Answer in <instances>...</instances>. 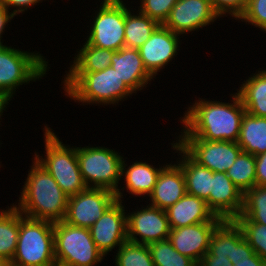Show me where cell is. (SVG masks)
<instances>
[{
  "label": "cell",
  "mask_w": 266,
  "mask_h": 266,
  "mask_svg": "<svg viewBox=\"0 0 266 266\" xmlns=\"http://www.w3.org/2000/svg\"><path fill=\"white\" fill-rule=\"evenodd\" d=\"M231 103L198 98L180 117L183 123L178 137H198L207 141L237 142L246 112L236 92Z\"/></svg>",
  "instance_id": "cell-1"
},
{
  "label": "cell",
  "mask_w": 266,
  "mask_h": 266,
  "mask_svg": "<svg viewBox=\"0 0 266 266\" xmlns=\"http://www.w3.org/2000/svg\"><path fill=\"white\" fill-rule=\"evenodd\" d=\"M28 171L18 205H14L24 216L47 220L62 221L65 217L68 196L54 178L35 159Z\"/></svg>",
  "instance_id": "cell-2"
},
{
  "label": "cell",
  "mask_w": 266,
  "mask_h": 266,
  "mask_svg": "<svg viewBox=\"0 0 266 266\" xmlns=\"http://www.w3.org/2000/svg\"><path fill=\"white\" fill-rule=\"evenodd\" d=\"M64 76L65 95L83 105H115L134 93L111 66L97 72H66Z\"/></svg>",
  "instance_id": "cell-3"
},
{
  "label": "cell",
  "mask_w": 266,
  "mask_h": 266,
  "mask_svg": "<svg viewBox=\"0 0 266 266\" xmlns=\"http://www.w3.org/2000/svg\"><path fill=\"white\" fill-rule=\"evenodd\" d=\"M9 266H57L54 222L29 218L19 211L17 248Z\"/></svg>",
  "instance_id": "cell-4"
},
{
  "label": "cell",
  "mask_w": 266,
  "mask_h": 266,
  "mask_svg": "<svg viewBox=\"0 0 266 266\" xmlns=\"http://www.w3.org/2000/svg\"><path fill=\"white\" fill-rule=\"evenodd\" d=\"M50 128L47 124L43 128L46 155L39 156L35 151L33 159L47 170L68 197L74 196L88 188L80 172L76 146L62 144Z\"/></svg>",
  "instance_id": "cell-5"
},
{
  "label": "cell",
  "mask_w": 266,
  "mask_h": 266,
  "mask_svg": "<svg viewBox=\"0 0 266 266\" xmlns=\"http://www.w3.org/2000/svg\"><path fill=\"white\" fill-rule=\"evenodd\" d=\"M76 156L83 180L88 188H104L115 193L118 201L123 197L120 189L123 157L114 149L105 147H76Z\"/></svg>",
  "instance_id": "cell-6"
},
{
  "label": "cell",
  "mask_w": 266,
  "mask_h": 266,
  "mask_svg": "<svg viewBox=\"0 0 266 266\" xmlns=\"http://www.w3.org/2000/svg\"><path fill=\"white\" fill-rule=\"evenodd\" d=\"M40 52L0 46V92L12 99L20 85L36 82L47 73L48 60Z\"/></svg>",
  "instance_id": "cell-7"
},
{
  "label": "cell",
  "mask_w": 266,
  "mask_h": 266,
  "mask_svg": "<svg viewBox=\"0 0 266 266\" xmlns=\"http://www.w3.org/2000/svg\"><path fill=\"white\" fill-rule=\"evenodd\" d=\"M54 254L57 266H95L105 255L95 245L89 228L54 222Z\"/></svg>",
  "instance_id": "cell-8"
},
{
  "label": "cell",
  "mask_w": 266,
  "mask_h": 266,
  "mask_svg": "<svg viewBox=\"0 0 266 266\" xmlns=\"http://www.w3.org/2000/svg\"><path fill=\"white\" fill-rule=\"evenodd\" d=\"M93 17L86 42L89 45L118 51L125 44L126 4L122 0H103Z\"/></svg>",
  "instance_id": "cell-9"
},
{
  "label": "cell",
  "mask_w": 266,
  "mask_h": 266,
  "mask_svg": "<svg viewBox=\"0 0 266 266\" xmlns=\"http://www.w3.org/2000/svg\"><path fill=\"white\" fill-rule=\"evenodd\" d=\"M176 143L198 164L212 172L226 173L242 151L237 142L207 141L198 137H178Z\"/></svg>",
  "instance_id": "cell-10"
},
{
  "label": "cell",
  "mask_w": 266,
  "mask_h": 266,
  "mask_svg": "<svg viewBox=\"0 0 266 266\" xmlns=\"http://www.w3.org/2000/svg\"><path fill=\"white\" fill-rule=\"evenodd\" d=\"M117 200L113 191L104 188H87L68 197L64 222L90 228Z\"/></svg>",
  "instance_id": "cell-11"
},
{
  "label": "cell",
  "mask_w": 266,
  "mask_h": 266,
  "mask_svg": "<svg viewBox=\"0 0 266 266\" xmlns=\"http://www.w3.org/2000/svg\"><path fill=\"white\" fill-rule=\"evenodd\" d=\"M141 207L134 212L126 213L128 241L148 245L168 239L171 228L165 210L149 204Z\"/></svg>",
  "instance_id": "cell-12"
},
{
  "label": "cell",
  "mask_w": 266,
  "mask_h": 266,
  "mask_svg": "<svg viewBox=\"0 0 266 266\" xmlns=\"http://www.w3.org/2000/svg\"><path fill=\"white\" fill-rule=\"evenodd\" d=\"M217 18L210 0H178L162 25L181 36L209 26Z\"/></svg>",
  "instance_id": "cell-13"
},
{
  "label": "cell",
  "mask_w": 266,
  "mask_h": 266,
  "mask_svg": "<svg viewBox=\"0 0 266 266\" xmlns=\"http://www.w3.org/2000/svg\"><path fill=\"white\" fill-rule=\"evenodd\" d=\"M122 201L116 200L89 228L97 248L106 256L127 242V216Z\"/></svg>",
  "instance_id": "cell-14"
},
{
  "label": "cell",
  "mask_w": 266,
  "mask_h": 266,
  "mask_svg": "<svg viewBox=\"0 0 266 266\" xmlns=\"http://www.w3.org/2000/svg\"><path fill=\"white\" fill-rule=\"evenodd\" d=\"M180 35L160 24L138 48L146 70L156 79L158 72L178 55Z\"/></svg>",
  "instance_id": "cell-15"
},
{
  "label": "cell",
  "mask_w": 266,
  "mask_h": 266,
  "mask_svg": "<svg viewBox=\"0 0 266 266\" xmlns=\"http://www.w3.org/2000/svg\"><path fill=\"white\" fill-rule=\"evenodd\" d=\"M243 192L226 173L213 172L212 185L206 203L215 216L223 220H234L243 209Z\"/></svg>",
  "instance_id": "cell-16"
},
{
  "label": "cell",
  "mask_w": 266,
  "mask_h": 266,
  "mask_svg": "<svg viewBox=\"0 0 266 266\" xmlns=\"http://www.w3.org/2000/svg\"><path fill=\"white\" fill-rule=\"evenodd\" d=\"M221 222H202L170 230L169 240L180 254L197 264L209 250L211 235Z\"/></svg>",
  "instance_id": "cell-17"
},
{
  "label": "cell",
  "mask_w": 266,
  "mask_h": 266,
  "mask_svg": "<svg viewBox=\"0 0 266 266\" xmlns=\"http://www.w3.org/2000/svg\"><path fill=\"white\" fill-rule=\"evenodd\" d=\"M175 163H167L161 169L154 189L148 196L151 202L149 205L166 210L187 193L182 168Z\"/></svg>",
  "instance_id": "cell-18"
},
{
  "label": "cell",
  "mask_w": 266,
  "mask_h": 266,
  "mask_svg": "<svg viewBox=\"0 0 266 266\" xmlns=\"http://www.w3.org/2000/svg\"><path fill=\"white\" fill-rule=\"evenodd\" d=\"M165 212L171 229L202 222L223 221V219L214 215L206 201L188 193L174 205L168 207Z\"/></svg>",
  "instance_id": "cell-19"
},
{
  "label": "cell",
  "mask_w": 266,
  "mask_h": 266,
  "mask_svg": "<svg viewBox=\"0 0 266 266\" xmlns=\"http://www.w3.org/2000/svg\"><path fill=\"white\" fill-rule=\"evenodd\" d=\"M111 67L135 94L154 78L146 70L138 49H119L112 56Z\"/></svg>",
  "instance_id": "cell-20"
},
{
  "label": "cell",
  "mask_w": 266,
  "mask_h": 266,
  "mask_svg": "<svg viewBox=\"0 0 266 266\" xmlns=\"http://www.w3.org/2000/svg\"><path fill=\"white\" fill-rule=\"evenodd\" d=\"M171 143L172 149L176 150L181 159L176 160L183 171L186 183V191L190 195L206 201L209 198L212 185L213 172L194 161L177 143ZM179 151V152H178Z\"/></svg>",
  "instance_id": "cell-21"
},
{
  "label": "cell",
  "mask_w": 266,
  "mask_h": 266,
  "mask_svg": "<svg viewBox=\"0 0 266 266\" xmlns=\"http://www.w3.org/2000/svg\"><path fill=\"white\" fill-rule=\"evenodd\" d=\"M125 161L123 159L121 176L122 178L124 176L125 184L123 185H125L124 187L127 189V192L135 196H149L154 189L157 177L164 165L161 167L159 165V168H156L147 162L135 161L126 168L128 165Z\"/></svg>",
  "instance_id": "cell-22"
},
{
  "label": "cell",
  "mask_w": 266,
  "mask_h": 266,
  "mask_svg": "<svg viewBox=\"0 0 266 266\" xmlns=\"http://www.w3.org/2000/svg\"><path fill=\"white\" fill-rule=\"evenodd\" d=\"M248 77L237 93L246 112L257 117H266V69L258 70Z\"/></svg>",
  "instance_id": "cell-23"
},
{
  "label": "cell",
  "mask_w": 266,
  "mask_h": 266,
  "mask_svg": "<svg viewBox=\"0 0 266 266\" xmlns=\"http://www.w3.org/2000/svg\"><path fill=\"white\" fill-rule=\"evenodd\" d=\"M237 144L242 151L254 156L266 152V117L245 112Z\"/></svg>",
  "instance_id": "cell-24"
},
{
  "label": "cell",
  "mask_w": 266,
  "mask_h": 266,
  "mask_svg": "<svg viewBox=\"0 0 266 266\" xmlns=\"http://www.w3.org/2000/svg\"><path fill=\"white\" fill-rule=\"evenodd\" d=\"M131 11L134 12L126 6L124 47L138 49L151 37L160 24L140 11H137L139 14Z\"/></svg>",
  "instance_id": "cell-25"
},
{
  "label": "cell",
  "mask_w": 266,
  "mask_h": 266,
  "mask_svg": "<svg viewBox=\"0 0 266 266\" xmlns=\"http://www.w3.org/2000/svg\"><path fill=\"white\" fill-rule=\"evenodd\" d=\"M68 73L97 72L111 66V59L116 51L102 49L87 42L77 51Z\"/></svg>",
  "instance_id": "cell-26"
},
{
  "label": "cell",
  "mask_w": 266,
  "mask_h": 266,
  "mask_svg": "<svg viewBox=\"0 0 266 266\" xmlns=\"http://www.w3.org/2000/svg\"><path fill=\"white\" fill-rule=\"evenodd\" d=\"M19 235V210L8 206L0 210V257L10 263L14 257Z\"/></svg>",
  "instance_id": "cell-27"
},
{
  "label": "cell",
  "mask_w": 266,
  "mask_h": 266,
  "mask_svg": "<svg viewBox=\"0 0 266 266\" xmlns=\"http://www.w3.org/2000/svg\"><path fill=\"white\" fill-rule=\"evenodd\" d=\"M226 174L244 194L256 185L255 156L241 151Z\"/></svg>",
  "instance_id": "cell-28"
},
{
  "label": "cell",
  "mask_w": 266,
  "mask_h": 266,
  "mask_svg": "<svg viewBox=\"0 0 266 266\" xmlns=\"http://www.w3.org/2000/svg\"><path fill=\"white\" fill-rule=\"evenodd\" d=\"M155 266H197L190 257L180 254L169 239L156 241L147 245Z\"/></svg>",
  "instance_id": "cell-29"
},
{
  "label": "cell",
  "mask_w": 266,
  "mask_h": 266,
  "mask_svg": "<svg viewBox=\"0 0 266 266\" xmlns=\"http://www.w3.org/2000/svg\"><path fill=\"white\" fill-rule=\"evenodd\" d=\"M238 217L266 225V186H254L243 196V209Z\"/></svg>",
  "instance_id": "cell-30"
},
{
  "label": "cell",
  "mask_w": 266,
  "mask_h": 266,
  "mask_svg": "<svg viewBox=\"0 0 266 266\" xmlns=\"http://www.w3.org/2000/svg\"><path fill=\"white\" fill-rule=\"evenodd\" d=\"M208 251L216 257L233 259L234 220H223L215 228Z\"/></svg>",
  "instance_id": "cell-31"
},
{
  "label": "cell",
  "mask_w": 266,
  "mask_h": 266,
  "mask_svg": "<svg viewBox=\"0 0 266 266\" xmlns=\"http://www.w3.org/2000/svg\"><path fill=\"white\" fill-rule=\"evenodd\" d=\"M116 251V266H155L147 245L127 241Z\"/></svg>",
  "instance_id": "cell-32"
},
{
  "label": "cell",
  "mask_w": 266,
  "mask_h": 266,
  "mask_svg": "<svg viewBox=\"0 0 266 266\" xmlns=\"http://www.w3.org/2000/svg\"><path fill=\"white\" fill-rule=\"evenodd\" d=\"M234 221L254 252L266 262V225L250 221L246 217H237Z\"/></svg>",
  "instance_id": "cell-33"
},
{
  "label": "cell",
  "mask_w": 266,
  "mask_h": 266,
  "mask_svg": "<svg viewBox=\"0 0 266 266\" xmlns=\"http://www.w3.org/2000/svg\"><path fill=\"white\" fill-rule=\"evenodd\" d=\"M178 0H140L138 11L163 24Z\"/></svg>",
  "instance_id": "cell-34"
},
{
  "label": "cell",
  "mask_w": 266,
  "mask_h": 266,
  "mask_svg": "<svg viewBox=\"0 0 266 266\" xmlns=\"http://www.w3.org/2000/svg\"><path fill=\"white\" fill-rule=\"evenodd\" d=\"M238 20L254 25L266 33V0H248L246 10Z\"/></svg>",
  "instance_id": "cell-35"
},
{
  "label": "cell",
  "mask_w": 266,
  "mask_h": 266,
  "mask_svg": "<svg viewBox=\"0 0 266 266\" xmlns=\"http://www.w3.org/2000/svg\"><path fill=\"white\" fill-rule=\"evenodd\" d=\"M248 0H210L216 14L222 18L230 15L238 20L246 10Z\"/></svg>",
  "instance_id": "cell-36"
},
{
  "label": "cell",
  "mask_w": 266,
  "mask_h": 266,
  "mask_svg": "<svg viewBox=\"0 0 266 266\" xmlns=\"http://www.w3.org/2000/svg\"><path fill=\"white\" fill-rule=\"evenodd\" d=\"M254 250L249 243L244 239L241 228L234 221V253L231 260L232 265H235L239 260L251 257Z\"/></svg>",
  "instance_id": "cell-37"
},
{
  "label": "cell",
  "mask_w": 266,
  "mask_h": 266,
  "mask_svg": "<svg viewBox=\"0 0 266 266\" xmlns=\"http://www.w3.org/2000/svg\"><path fill=\"white\" fill-rule=\"evenodd\" d=\"M42 1L43 0H0V5L5 7L8 11L13 8L11 13L16 16L20 13H24L25 10L27 11L28 8L30 9V7Z\"/></svg>",
  "instance_id": "cell-38"
},
{
  "label": "cell",
  "mask_w": 266,
  "mask_h": 266,
  "mask_svg": "<svg viewBox=\"0 0 266 266\" xmlns=\"http://www.w3.org/2000/svg\"><path fill=\"white\" fill-rule=\"evenodd\" d=\"M256 186H266V152L255 156Z\"/></svg>",
  "instance_id": "cell-39"
},
{
  "label": "cell",
  "mask_w": 266,
  "mask_h": 266,
  "mask_svg": "<svg viewBox=\"0 0 266 266\" xmlns=\"http://www.w3.org/2000/svg\"><path fill=\"white\" fill-rule=\"evenodd\" d=\"M232 265L229 258L216 257L209 251L201 258L198 266H227Z\"/></svg>",
  "instance_id": "cell-40"
},
{
  "label": "cell",
  "mask_w": 266,
  "mask_h": 266,
  "mask_svg": "<svg viewBox=\"0 0 266 266\" xmlns=\"http://www.w3.org/2000/svg\"><path fill=\"white\" fill-rule=\"evenodd\" d=\"M14 18V15L8 11L5 7L0 5V46L3 45L2 34L5 31V27L8 26L11 20Z\"/></svg>",
  "instance_id": "cell-41"
},
{
  "label": "cell",
  "mask_w": 266,
  "mask_h": 266,
  "mask_svg": "<svg viewBox=\"0 0 266 266\" xmlns=\"http://www.w3.org/2000/svg\"><path fill=\"white\" fill-rule=\"evenodd\" d=\"M227 266H266V262L254 253L249 258L239 260L235 265Z\"/></svg>",
  "instance_id": "cell-42"
},
{
  "label": "cell",
  "mask_w": 266,
  "mask_h": 266,
  "mask_svg": "<svg viewBox=\"0 0 266 266\" xmlns=\"http://www.w3.org/2000/svg\"><path fill=\"white\" fill-rule=\"evenodd\" d=\"M10 101H11L10 98H8L6 95L0 92V119H1L2 113L5 111V109H7L6 106L10 104L9 103Z\"/></svg>",
  "instance_id": "cell-43"
},
{
  "label": "cell",
  "mask_w": 266,
  "mask_h": 266,
  "mask_svg": "<svg viewBox=\"0 0 266 266\" xmlns=\"http://www.w3.org/2000/svg\"><path fill=\"white\" fill-rule=\"evenodd\" d=\"M0 266H9V263L0 257Z\"/></svg>",
  "instance_id": "cell-44"
}]
</instances>
